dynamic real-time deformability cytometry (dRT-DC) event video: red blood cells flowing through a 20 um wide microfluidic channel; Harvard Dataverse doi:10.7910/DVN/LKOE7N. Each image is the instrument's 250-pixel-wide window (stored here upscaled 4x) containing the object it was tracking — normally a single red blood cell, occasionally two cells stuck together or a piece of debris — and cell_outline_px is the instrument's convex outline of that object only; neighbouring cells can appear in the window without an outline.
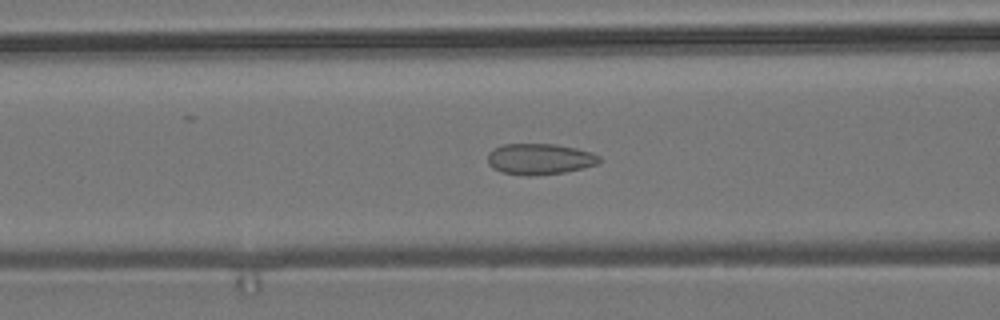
{"species": "common noctule bat (a hibernating species)", "species_latin": "Nyctalus noctula", "temperature_condition": "room temperature", "stored_images_in_passage": 54, "camera_frame_rate_fps": 3000, "um_per_image_px": 0.085, "animal": {"sex": "male", "body_mass_g": 19.2, "forearm_length_mm": 51.8}, "frame": {"image": 1, "passage_image": 21, "time_ms": 6.667, "image_size_px": [1000, 320], "cell_outline_px": [[604, 160], [596, 164], [584, 168], [564, 172], [532, 176], [528, 176], [504, 172], [492, 168], [488, 164], [488, 152], [504, 144], [556, 144], [576, 148], [592, 152], [600, 156]], "centroid_in_image_um": [45.91, 13.51], "position_along_channel_um": 120.7, "area_um2": 20.23}}
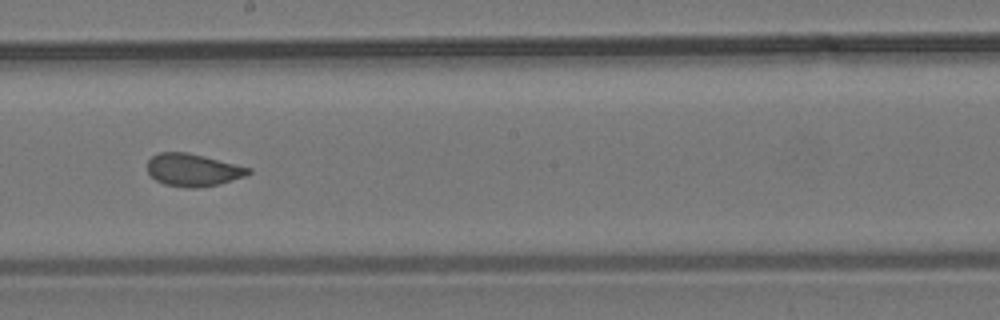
{"frame": {"image": 2, "passage_image": 30, "time_ms": 9.667, "image_size_px": [1000, 320], "cell_outline_px": [[252, 172], [244, 176], [220, 184], [196, 188], [188, 188], [164, 184], [156, 180], [148, 172], [148, 160], [152, 156], [160, 152], [188, 152], [252, 168]], "centroid_in_image_um": [16.41, 14.44], "position_along_channel_um": 231.8, "area_um2": 19.13}}
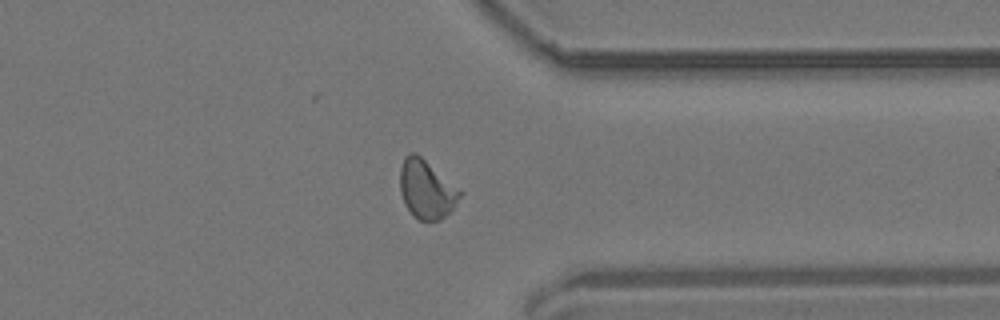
{"frame": {"image": 3, "passage_image": 42, "time_ms": 13.667, "image_size_px": [1000, 320], "cell_outline_px": [[464, 192], [452, 208], [440, 220], [420, 220], [404, 204], [400, 192], [400, 168], [404, 156], [412, 152], [416, 152]], "centroid_in_image_um": [36.24, 16.05], "position_along_channel_um": 375.2, "area_um2": 20.29}, "authors_computed_cell_mechanics": {"area_um2": 19.7965, "velocity_mm_per_s": 3.7, "shape_relaxation_time_tau1_ms": null, "shape_relaxation_time_tau2_ms": 0.8692, "deformation_change_tau1": null, "deformation_change_tau2": 0.058}}